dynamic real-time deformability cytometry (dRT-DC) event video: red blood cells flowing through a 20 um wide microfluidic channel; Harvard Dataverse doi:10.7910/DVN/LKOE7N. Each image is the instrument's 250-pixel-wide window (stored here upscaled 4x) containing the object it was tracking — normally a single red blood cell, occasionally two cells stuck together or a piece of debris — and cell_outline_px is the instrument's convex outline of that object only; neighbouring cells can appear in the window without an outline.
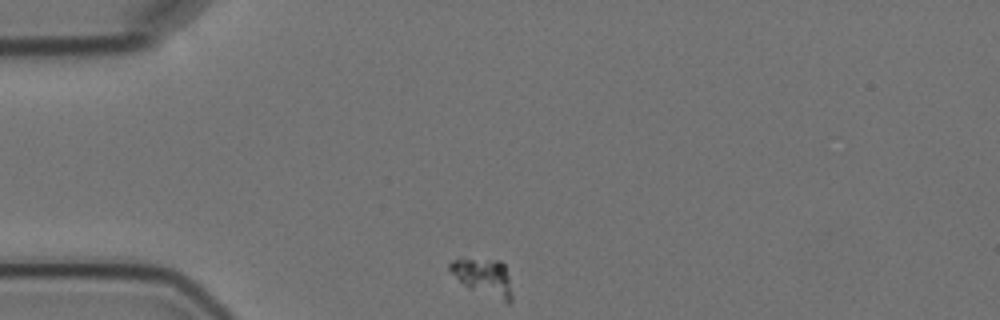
{"species": "Egyptian fruit bat (a non-hibernating species)", "species_latin": "Rousettus aegyptiacus", "temperature_condition": "cold", "stored_images_in_passage": 2, "camera_frame_rate_fps": 3000, "um_per_image_px": 0.085, "animal": {"sex": "female"}, "frame": {"image": 1, "passage_image": 1, "time_ms": 0.0, "image_size_px": [1000, 320], "cell_outline_px": [[512, 300], [508, 304], [468, 288], [448, 268], [448, 264], [452, 260], [500, 260], [504, 264], [508, 276], [512, 296]], "centroid_in_image_um": [41.14, 23.59], "position_along_channel_um": 43.9, "area_um2": 13.06}}